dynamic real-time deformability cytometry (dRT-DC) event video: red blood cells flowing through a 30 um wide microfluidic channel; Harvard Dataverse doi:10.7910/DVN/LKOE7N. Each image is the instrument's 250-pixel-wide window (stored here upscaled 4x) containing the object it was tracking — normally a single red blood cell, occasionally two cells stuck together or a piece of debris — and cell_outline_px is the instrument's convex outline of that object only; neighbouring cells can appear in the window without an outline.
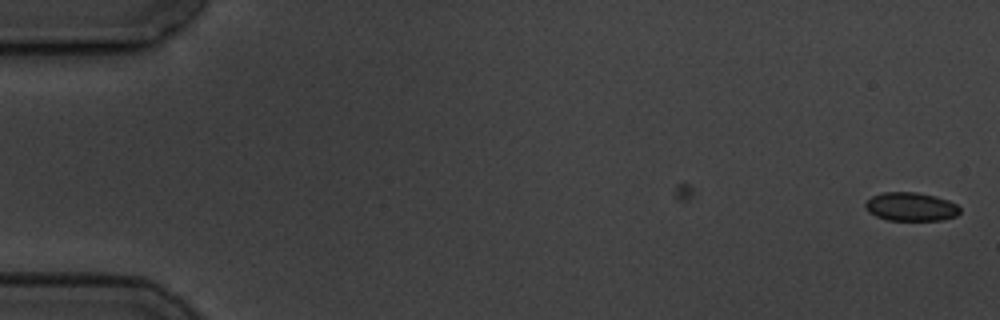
{"species": "common noctule bat (a hibernating species)", "species_latin": "Nyctalus noctula", "temperature_condition": "cold", "stored_images_in_passage": 2, "camera_frame_rate_fps": 3000, "um_per_image_px": 0.085, "animal": {"sex": "male", "body_mass_g": 19.5, "forearm_length_mm": 54.6}, "frame": {"image": 1, "passage_image": 2, "time_ms": 1.333, "image_size_px": [1000, 320], "cell_outline_px": [[960, 212], [956, 216], [944, 220], [888, 220], [876, 216], [868, 212], [864, 204], [872, 196], [884, 192], [916, 192], [936, 196], [948, 200], [956, 204], [960, 208]], "centroid_in_image_um": [77.44, 17.57], "position_along_channel_um": 7.6, "area_um2": 15.78}}